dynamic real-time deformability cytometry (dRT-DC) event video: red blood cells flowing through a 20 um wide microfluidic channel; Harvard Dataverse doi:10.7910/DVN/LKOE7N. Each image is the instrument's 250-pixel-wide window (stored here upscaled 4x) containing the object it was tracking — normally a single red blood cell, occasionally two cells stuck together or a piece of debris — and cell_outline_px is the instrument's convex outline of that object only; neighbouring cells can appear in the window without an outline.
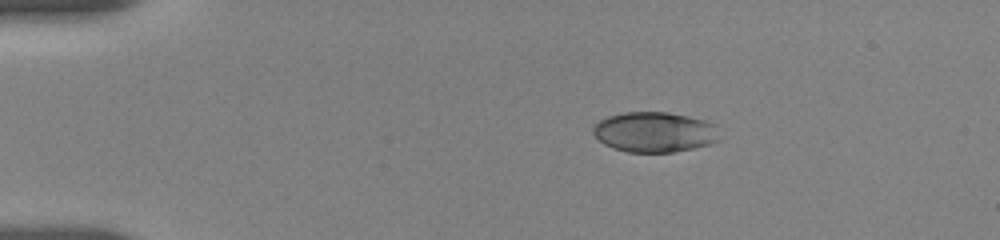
{"species": "human", "species_latin": "Homo sapiens", "temperature_condition": "room temperature", "stored_images_in_passage": 44, "camera_frame_rate_fps": 3000, "um_per_image_px": 0.085, "donor": {"sex": "female"}, "frame": {"image": 1, "passage_image": 1, "time_ms": 0.0, "image_size_px": [1000, 240], "cell_outline_px": [[720, 140], [708, 144], [676, 152], [628, 152], [612, 148], [604, 144], [592, 132], [592, 128], [600, 120], [608, 116], [624, 112], [668, 112], [688, 116], [704, 120], [716, 124]], "centroid_in_image_um": [55.64, 11.22], "position_along_channel_um": 29.4, "area_um2": 29.71}}
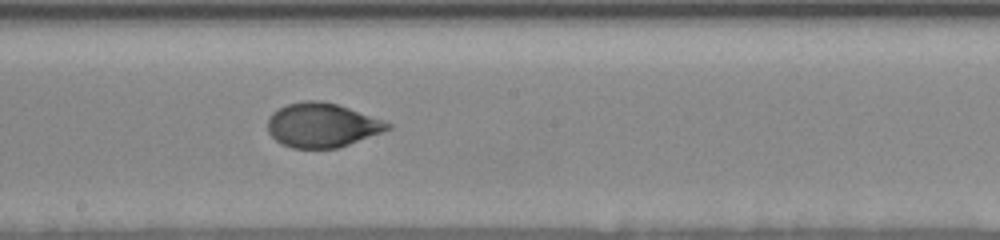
{"frame": {"image": 2, "passage_image": 16, "time_ms": 7.0, "image_size_px": [1000, 240], "cell_outline_px": [[392, 128], [340, 148], [292, 148], [280, 144], [268, 132], [268, 116], [272, 112], [288, 104], [304, 100], [320, 100], [336, 104], [348, 108], [392, 124]], "centroid_in_image_um": [27.34, 10.65], "position_along_channel_um": 220.9, "area_um2": 30.81}}
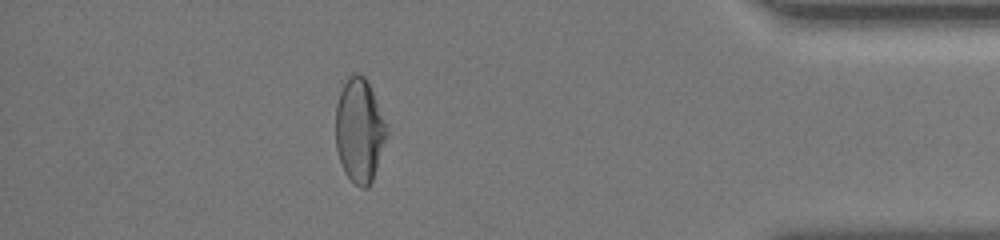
{"frame": {"image": 3, "passage_image": 35, "time_ms": 13.0, "image_size_px": [1000, 240], "cell_outline_px": [[388, 132], [372, 180], [368, 188], [360, 188], [344, 172], [336, 148], [336, 104], [340, 92], [348, 76], [364, 76], [388, 124]], "centroid_in_image_um": [30.55, 11.11], "position_along_channel_um": 404.6, "area_um2": 30.46}, "authors_computed_cell_mechanics": {"area_um2": 31.1542, "velocity_mm_per_s": 3.6644, "shape_relaxation_time_tau1_ms": 6.9878, "shape_relaxation_time_tau2_ms": null, "deformation_change_tau1": 0.1861, "deformation_change_tau2": null}}